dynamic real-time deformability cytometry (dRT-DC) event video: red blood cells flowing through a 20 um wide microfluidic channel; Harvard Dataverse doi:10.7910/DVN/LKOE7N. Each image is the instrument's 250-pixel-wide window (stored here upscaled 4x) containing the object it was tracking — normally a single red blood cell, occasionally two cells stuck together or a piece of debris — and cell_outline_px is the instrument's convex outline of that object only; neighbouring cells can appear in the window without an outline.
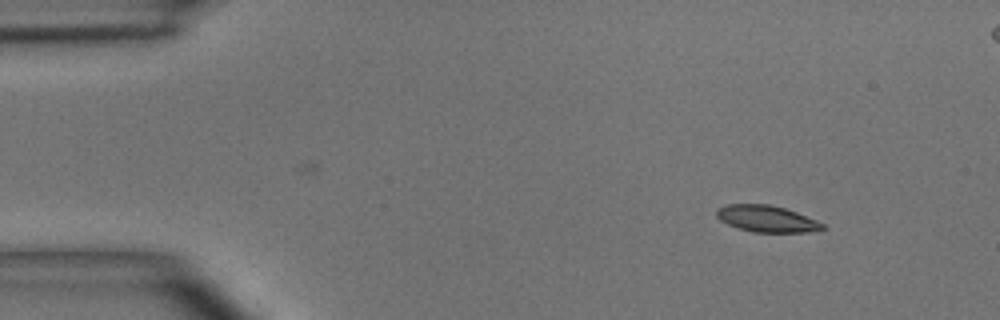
{"species": "common noctule bat (a hibernating species)", "species_latin": "Nyctalus noctula", "temperature_condition": "room temperature", "stored_images_in_passage": 4, "camera_frame_rate_fps": 3000, "um_per_image_px": 0.085, "animal": {"sex": "male", "body_mass_g": 15.6}, "frame": {"image": 1, "passage_image": 1, "time_ms": 0.0, "image_size_px": [1000, 320], "cell_outline_px": [[824, 228], [808, 232], [752, 232], [736, 228], [720, 220], [716, 216], [716, 208], [728, 204], [768, 204], [784, 208], [796, 212], [816, 220], [824, 224]], "centroid_in_image_um": [65.12, 18.59], "position_along_channel_um": 19.9, "area_um2": 16.36}}